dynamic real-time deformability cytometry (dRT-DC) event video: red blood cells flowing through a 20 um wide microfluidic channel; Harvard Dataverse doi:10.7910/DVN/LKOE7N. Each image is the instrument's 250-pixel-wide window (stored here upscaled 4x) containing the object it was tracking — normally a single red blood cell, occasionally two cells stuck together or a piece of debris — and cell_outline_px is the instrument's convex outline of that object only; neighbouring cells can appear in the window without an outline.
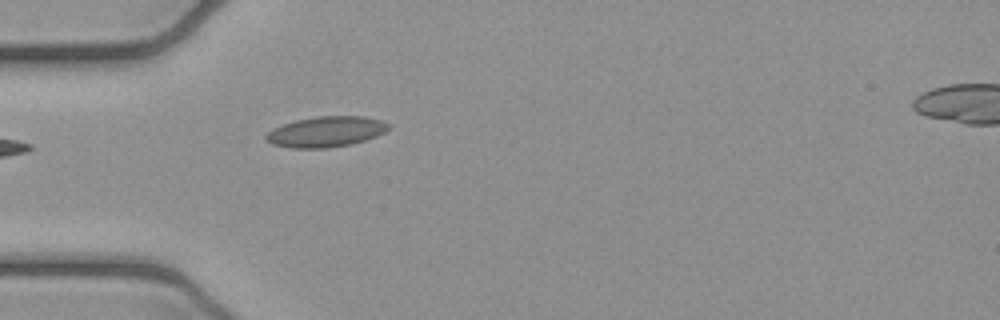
{"species": "common noctule bat (a hibernating species)", "species_latin": "Nyctalus noctula", "temperature_condition": "cold", "stored_images_in_passage": 1, "camera_frame_rate_fps": 3000, "um_per_image_px": 0.085, "animal": {"sex": "female", "body_mass_g": 21.9}, "frame": {"image": 1, "passage_image": 1, "time_ms": 0.0, "image_size_px": [1000, 320], "cell_outline_px": [[392, 128], [376, 136], [364, 140], [348, 144], [324, 148], [292, 148], [272, 144], [264, 140], [264, 136], [268, 132], [284, 124], [296, 120], [316, 116], [364, 116], [380, 120], [392, 124]], "centroid_in_image_um": [27.73, 11.19], "position_along_channel_um": 57.3, "area_um2": 21.73}}